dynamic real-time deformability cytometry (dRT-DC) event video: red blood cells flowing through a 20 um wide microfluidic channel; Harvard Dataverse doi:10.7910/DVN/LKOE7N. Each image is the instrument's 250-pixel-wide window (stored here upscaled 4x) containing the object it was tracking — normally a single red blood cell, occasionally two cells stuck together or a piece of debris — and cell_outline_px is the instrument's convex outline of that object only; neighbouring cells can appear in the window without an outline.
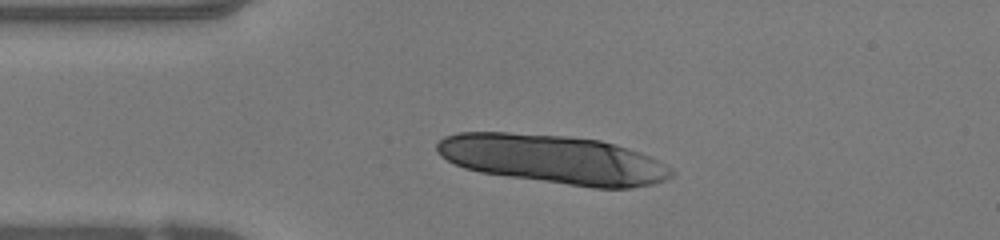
{"species": "human", "species_latin": "Homo sapiens", "temperature_condition": "warm", "stored_images_in_passage": 30, "camera_frame_rate_fps": 3000, "um_per_image_px": 0.085, "donor": {"sex": "female"}, "frame": {"image": 1, "passage_image": 1, "time_ms": 0.0, "image_size_px": [1000, 240], "cell_outline_px": [[676, 172], [672, 176], [664, 180], [652, 184], [632, 188], [592, 188], [480, 172], [464, 168], [440, 156], [436, 152], [436, 144], [444, 136], [456, 132], [508, 132], [568, 136], [600, 140], [616, 144], [640, 152], [672, 168]], "centroid_in_image_um": [47.02, 13.53], "position_along_channel_um": 38.0, "area_um2": 66.87}}
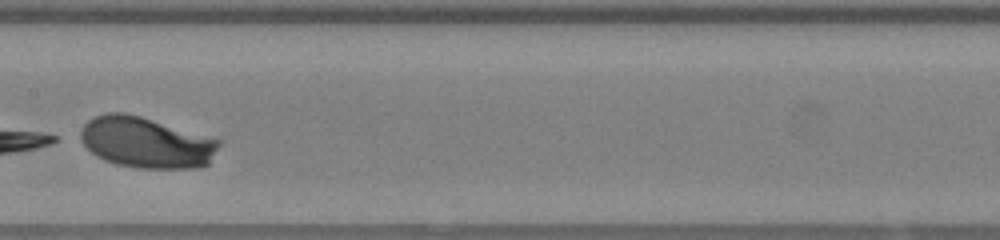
{"frame": {"image": 2, "passage_image": 15, "time_ms": 4.667, "image_size_px": [1000, 240], "cell_outline_px": [[220, 144], [208, 164], [196, 168], [140, 168], [116, 164], [104, 160], [96, 156], [84, 144], [80, 136], [80, 132], [84, 124], [88, 120], [96, 116], [108, 112], [124, 112], [140, 116], [220, 140]], "centroid_in_image_um": [12.4, 12.11], "position_along_channel_um": 195.0, "area_um2": 40.69}}
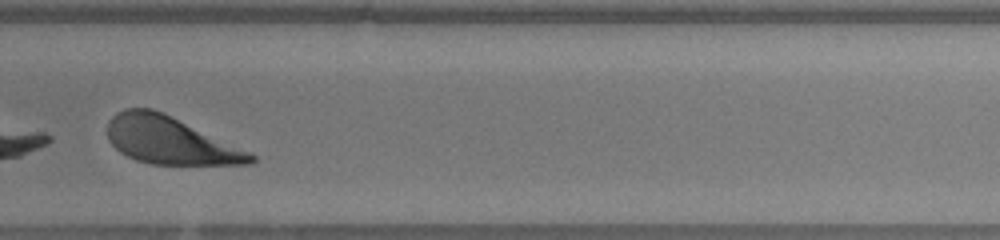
{"frame": {"image": 3, "passage_image": 24, "time_ms": 7.667, "image_size_px": [1000, 240], "cell_outline_px": [[256, 160], [252, 164], [152, 164], [136, 160], [120, 152], [108, 140], [108, 120], [116, 112], [124, 108], [152, 108], [248, 152], [256, 156]], "centroid_in_image_um": [14.37, 11.94], "position_along_channel_um": 315.4, "area_um2": 38.61}}